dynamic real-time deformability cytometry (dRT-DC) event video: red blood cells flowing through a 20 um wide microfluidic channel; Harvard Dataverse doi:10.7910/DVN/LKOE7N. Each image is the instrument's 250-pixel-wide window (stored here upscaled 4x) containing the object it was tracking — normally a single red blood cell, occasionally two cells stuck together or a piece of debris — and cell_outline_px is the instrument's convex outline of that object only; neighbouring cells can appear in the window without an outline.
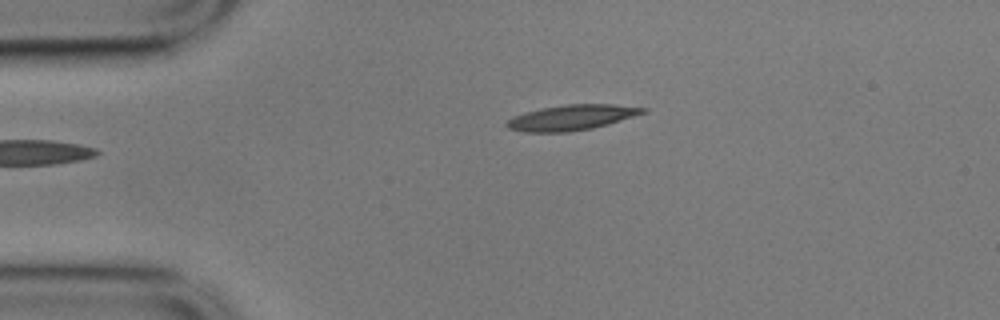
{"species": "common noctule bat (a hibernating species)", "species_latin": "Nyctalus noctula", "temperature_condition": "cold", "stored_images_in_passage": 40, "camera_frame_rate_fps": 3000, "um_per_image_px": 0.085, "animal": {"sex": "male", "body_mass_g": 17.9}, "frame": {"image": 1, "passage_image": 1, "time_ms": 0.0, "image_size_px": [1000, 320], "cell_outline_px": [[648, 112], [608, 124], [592, 128], [568, 132], [524, 132], [508, 128], [504, 124], [512, 116], [524, 112], [540, 108], [568, 104], [612, 104], [648, 108]], "centroid_in_image_um": [48.58, 9.98], "position_along_channel_um": 36.4, "area_um2": 20.23}}
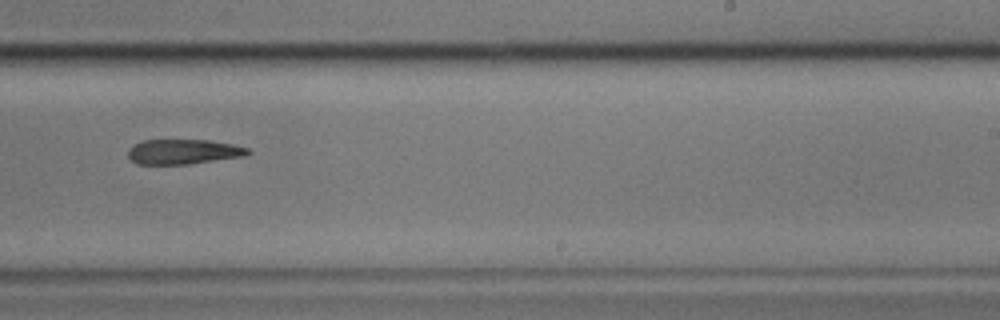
{"frame": {"image": 2, "passage_image": 24, "time_ms": 7.667, "image_size_px": [1000, 320], "cell_outline_px": [[252, 152], [248, 156], [188, 164], [136, 164], [128, 156], [128, 148], [132, 144], [144, 140], [208, 140], [232, 144], [248, 148]], "centroid_in_image_um": [15.6, 12.9], "position_along_channel_um": 273.4, "area_um2": 17.57}}
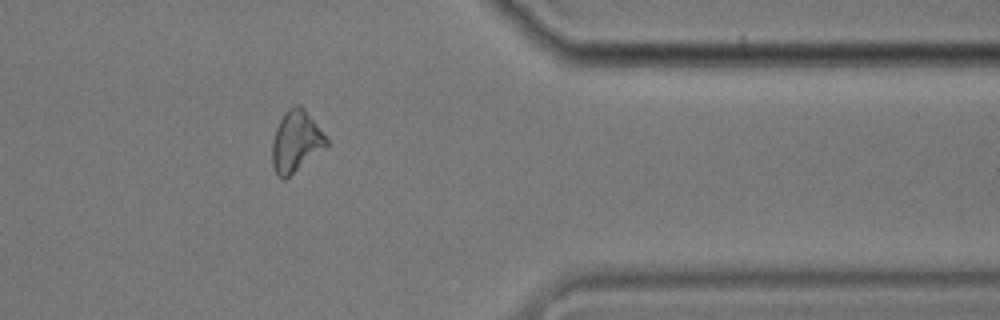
{"frame": {"image": 3, "passage_image": 35, "time_ms": 11.333, "image_size_px": [1000, 320], "cell_outline_px": [[328, 148], [284, 180], [276, 176], [272, 164], [272, 140], [276, 128], [284, 112], [288, 108], [296, 104], [300, 104], [304, 108], [328, 140]], "centroid_in_image_um": [25.16, 12.05], "position_along_channel_um": 386.2, "area_um2": 19.65}}